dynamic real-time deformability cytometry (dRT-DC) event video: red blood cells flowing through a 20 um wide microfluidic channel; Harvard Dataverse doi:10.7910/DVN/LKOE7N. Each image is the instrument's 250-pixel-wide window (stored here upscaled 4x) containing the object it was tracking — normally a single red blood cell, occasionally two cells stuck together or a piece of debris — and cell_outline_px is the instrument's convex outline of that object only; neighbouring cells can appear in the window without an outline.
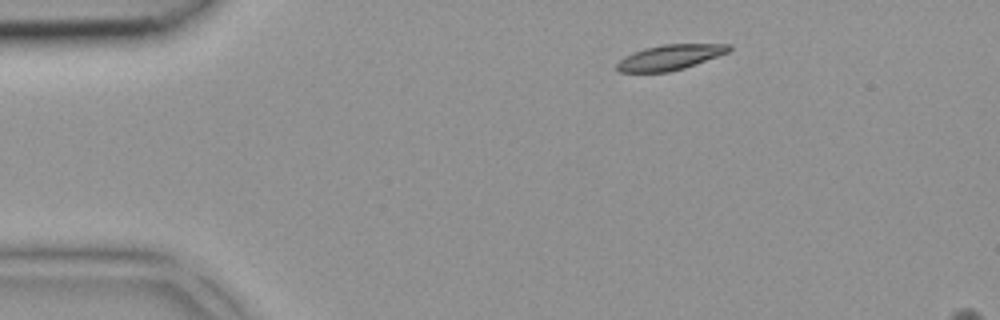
{"species": "common noctule bat (a hibernating species)", "species_latin": "Nyctalus noctula", "temperature_condition": "room temperature", "stored_images_in_passage": 5, "camera_frame_rate_fps": 3000, "um_per_image_px": 0.085, "animal": {"sex": "female", "body_mass_g": 18.4}, "frame": {"image": 1, "passage_image": 1, "time_ms": 0.0, "image_size_px": [1000, 320], "cell_outline_px": [[732, 48], [728, 52], [684, 68], [668, 72], [620, 72], [616, 68], [616, 64], [624, 56], [632, 52], [644, 48], [664, 44], [732, 44]], "centroid_in_image_um": [56.92, 4.86], "position_along_channel_um": 28.1, "area_um2": 16.42}}